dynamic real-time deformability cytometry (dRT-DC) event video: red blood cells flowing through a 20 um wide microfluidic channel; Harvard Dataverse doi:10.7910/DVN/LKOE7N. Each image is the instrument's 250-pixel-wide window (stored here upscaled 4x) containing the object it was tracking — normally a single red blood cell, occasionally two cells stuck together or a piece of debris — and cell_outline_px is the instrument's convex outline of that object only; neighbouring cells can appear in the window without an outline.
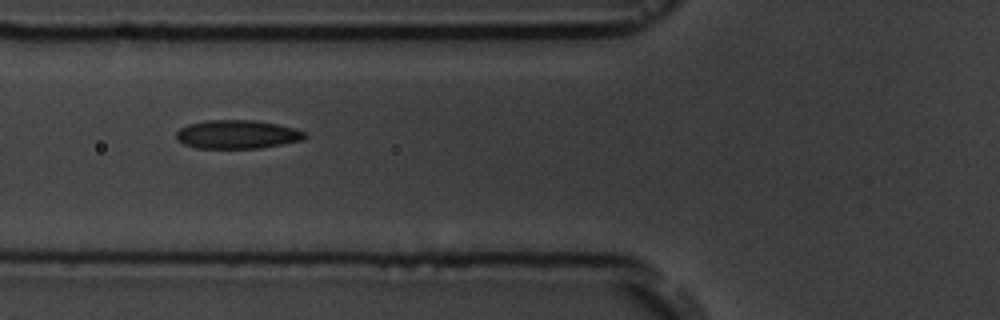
{"species": "common noctule bat (a hibernating species)", "species_latin": "Nyctalus noctula", "temperature_condition": "room temperature", "stored_images_in_passage": 11, "camera_frame_rate_fps": 3000, "um_per_image_px": 0.085, "animal": {"sex": "male", "body_mass_g": 19.5, "forearm_length_mm": 54.6}, "frame": {"image": 1, "passage_image": 2, "time_ms": 2.0, "image_size_px": [1000, 320], "cell_outline_px": [[308, 136], [304, 140], [260, 148], [196, 148], [184, 144], [176, 140], [176, 132], [180, 128], [188, 124], [208, 120], [252, 120], [276, 124], [296, 128], [308, 132]], "centroid_in_image_um": [20.19, 11.42], "position_along_channel_um": 105.6, "area_um2": 21.62}}
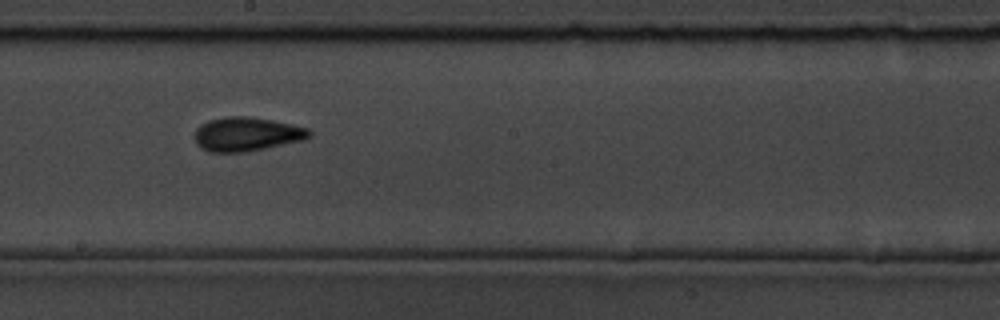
{"frame": {"image": 2, "passage_image": 5, "time_ms": 5.333, "image_size_px": [1000, 320], "cell_outline_px": [[312, 136], [304, 140], [244, 152], [208, 152], [200, 148], [196, 144], [196, 128], [200, 124], [208, 120], [228, 116], [248, 116], [272, 120], [308, 128], [312, 132]], "centroid_in_image_um": [20.96, 11.4], "position_along_channel_um": 227.2, "area_um2": 22.72}}
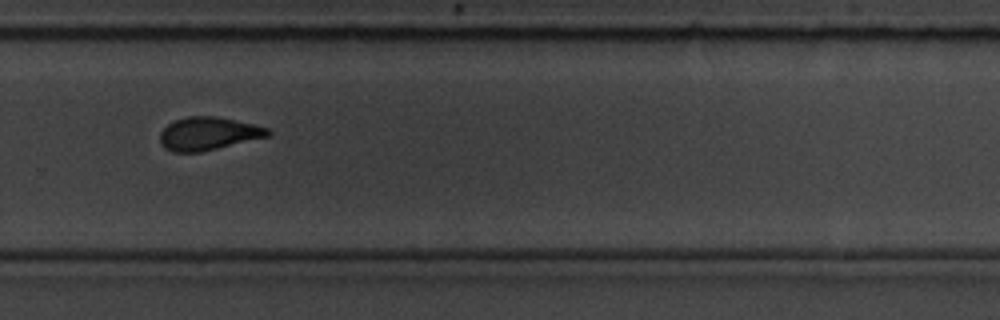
{"frame": {"image": 3, "passage_image": 7, "time_ms": 7.667, "image_size_px": [1000, 320], "cell_outline_px": [[272, 132], [268, 136], [200, 152], [172, 152], [164, 148], [160, 144], [160, 132], [168, 124], [176, 120], [188, 116], [216, 116], [252, 124], [268, 128]], "centroid_in_image_um": [17.66, 11.36], "position_along_channel_um": 312.1, "area_um2": 20.58}, "authors_computed_cell_mechanics": {"area_um2": 20.808, "velocity_mm_per_s": 3.6555, "shape_relaxation_time_tau1_ms": 3.0331, "shape_relaxation_time_tau2_ms": 3.2442, "deformation_change_tau1": 0.1209, "deformation_change_tau2": 0.0808}}